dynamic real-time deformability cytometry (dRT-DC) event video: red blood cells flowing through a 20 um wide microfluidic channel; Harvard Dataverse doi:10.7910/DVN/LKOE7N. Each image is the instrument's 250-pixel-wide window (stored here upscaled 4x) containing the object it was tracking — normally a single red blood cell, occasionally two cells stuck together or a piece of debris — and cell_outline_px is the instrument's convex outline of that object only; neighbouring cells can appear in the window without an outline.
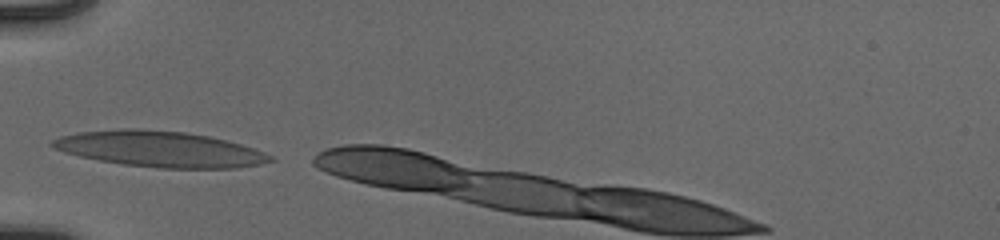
{"species": "human", "species_latin": "Homo sapiens", "temperature_condition": "cold", "stored_images_in_passage": 4, "camera_frame_rate_fps": 3000, "um_per_image_px": 0.085, "donor": {"sex": "male"}, "frame": {"image": 1, "passage_image": 1, "time_ms": 0.0, "image_size_px": [1000, 240], "cell_outline_px": [[276, 160], [260, 164], [236, 168], [160, 168], [124, 164], [100, 160], [80, 156], [64, 152], [52, 148], [48, 144], [52, 140], [60, 136], [80, 132], [124, 128], [140, 128], [184, 132], [208, 136], [240, 144], [264, 152], [272, 156]], "centroid_in_image_um": [13.56, 12.67], "position_along_channel_um": 71.4, "area_um2": 45.26}}